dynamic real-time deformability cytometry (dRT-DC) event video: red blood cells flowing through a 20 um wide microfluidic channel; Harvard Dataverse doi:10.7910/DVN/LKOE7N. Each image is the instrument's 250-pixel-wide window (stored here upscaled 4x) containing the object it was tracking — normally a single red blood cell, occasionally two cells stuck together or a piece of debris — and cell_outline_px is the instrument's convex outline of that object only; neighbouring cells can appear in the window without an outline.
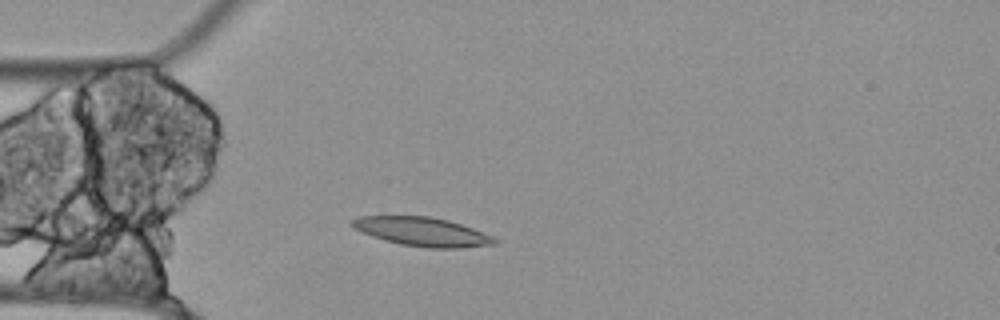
{"species": "Egyptian fruit bat (a non-hibernating species)", "species_latin": "Rousettus aegyptiacus", "temperature_condition": "cold", "stored_images_in_passage": 41, "camera_frame_rate_fps": 3000, "um_per_image_px": 0.085, "animal": {"sex": "female"}, "frame": {"image": 1, "passage_image": 5, "time_ms": 1.333, "image_size_px": [1000, 320], "cell_outline_px": [[500, 240], [496, 244], [460, 248], [428, 248], [400, 244], [384, 240], [372, 236], [352, 228], [348, 224], [348, 220], [360, 216], [428, 216], [448, 220], [472, 228], [492, 236]], "centroid_in_image_um": [35.84, 19.69], "position_along_channel_um": 49.2, "area_um2": 24.1}}
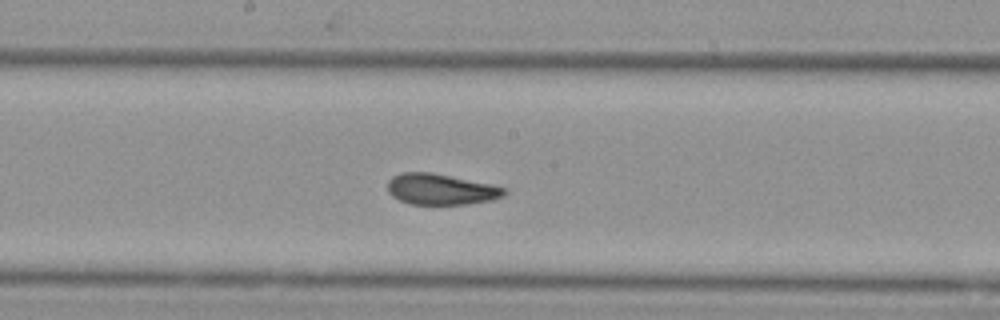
{"frame": {"image": 2, "passage_image": 19, "time_ms": 6.0, "image_size_px": [1000, 320], "cell_outline_px": [[508, 192], [504, 196], [492, 200], [468, 204], [412, 204], [400, 200], [392, 196], [388, 192], [388, 180], [392, 176], [400, 172], [432, 172], [492, 184], [508, 188]], "centroid_in_image_um": [37.5, 16.08], "position_along_channel_um": 210.7, "area_um2": 21.27}}
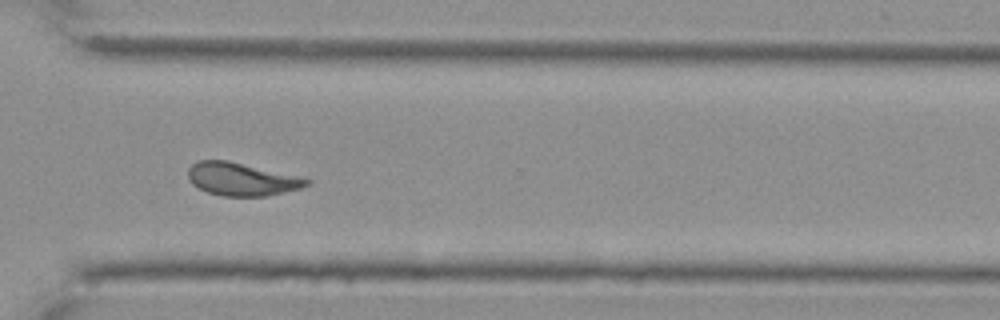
{"frame": {"image": 3, "passage_image": 31, "time_ms": 10.0, "image_size_px": [1000, 320], "cell_outline_px": [[312, 184], [300, 188], [268, 196], [220, 196], [208, 192], [192, 184], [188, 180], [188, 168], [192, 164], [200, 160], [228, 160], [312, 180]], "centroid_in_image_um": [20.51, 15.24], "position_along_channel_um": 350.1, "area_um2": 22.6}}